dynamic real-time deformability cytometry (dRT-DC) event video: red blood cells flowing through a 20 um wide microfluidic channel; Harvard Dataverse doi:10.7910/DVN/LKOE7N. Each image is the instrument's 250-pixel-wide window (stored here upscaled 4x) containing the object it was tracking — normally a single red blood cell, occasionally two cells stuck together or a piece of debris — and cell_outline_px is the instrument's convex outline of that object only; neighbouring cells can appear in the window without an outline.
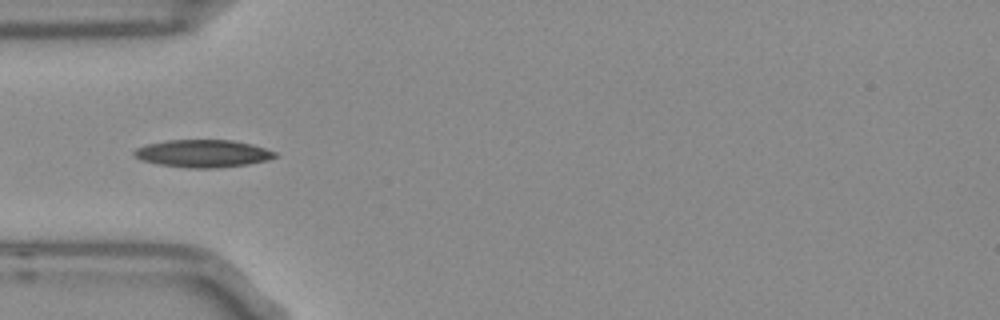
{"species": "Egyptian fruit bat (a non-hibernating species)", "species_latin": "Rousettus aegyptiacus", "temperature_condition": "room temperature", "stored_images_in_passage": 14, "camera_frame_rate_fps": 3000, "um_per_image_px": 0.085, "frame": {"image": 1, "passage_image": 1, "time_ms": 0.0, "image_size_px": [1000, 320], "cell_outline_px": [[280, 156], [268, 160], [248, 164], [220, 168], [188, 168], [160, 164], [140, 160], [132, 156], [132, 152], [136, 148], [148, 144], [168, 140], [232, 140], [252, 144], [276, 152]], "centroid_in_image_um": [17.26, 13.05], "position_along_channel_um": 67.7, "area_um2": 22.77}}